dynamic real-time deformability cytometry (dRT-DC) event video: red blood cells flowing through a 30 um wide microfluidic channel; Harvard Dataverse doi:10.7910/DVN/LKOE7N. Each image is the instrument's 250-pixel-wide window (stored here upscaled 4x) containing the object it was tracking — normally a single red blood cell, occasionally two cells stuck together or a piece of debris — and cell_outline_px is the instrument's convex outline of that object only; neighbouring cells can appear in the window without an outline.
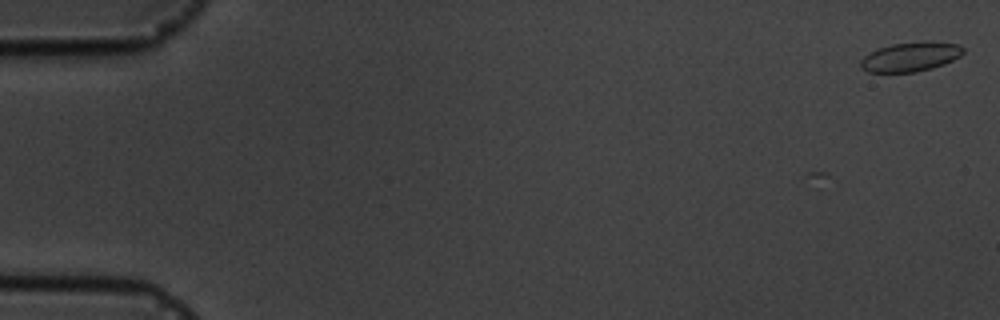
{"species": "common noctule bat (a hibernating species)", "species_latin": "Nyctalus noctula", "temperature_condition": "cold", "stored_images_in_passage": 12, "camera_frame_rate_fps": 3000, "um_per_image_px": 0.085, "animal": {"sex": "male", "body_mass_g": 19.5, "forearm_length_mm": 54.6}, "frame": {"image": 1, "passage_image": 2, "time_ms": 1.333, "image_size_px": [1000, 320], "cell_outline_px": [[964, 52], [960, 56], [944, 64], [916, 72], [868, 72], [860, 68], [860, 60], [864, 56], [880, 48], [892, 44], [924, 40], [932, 40], [960, 44], [964, 48]], "centroid_in_image_um": [77.43, 4.8], "position_along_channel_um": 7.6, "area_um2": 17.74}}
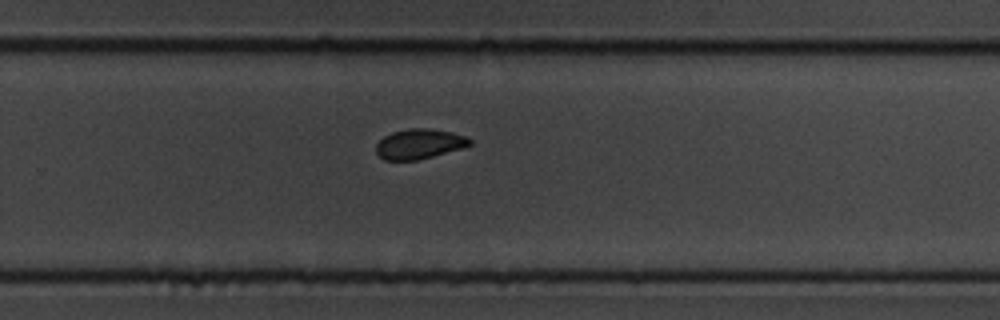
{"frame": {"image": 2, "passage_image": 12, "time_ms": 13.333, "image_size_px": [1000, 320], "cell_outline_px": [[472, 144], [464, 148], [416, 160], [384, 160], [376, 152], [376, 144], [384, 136], [392, 132], [408, 128], [428, 128], [452, 132], [464, 136], [472, 140]], "centroid_in_image_um": [35.64, 12.23], "position_along_channel_um": 294.2, "area_um2": 16.36}}